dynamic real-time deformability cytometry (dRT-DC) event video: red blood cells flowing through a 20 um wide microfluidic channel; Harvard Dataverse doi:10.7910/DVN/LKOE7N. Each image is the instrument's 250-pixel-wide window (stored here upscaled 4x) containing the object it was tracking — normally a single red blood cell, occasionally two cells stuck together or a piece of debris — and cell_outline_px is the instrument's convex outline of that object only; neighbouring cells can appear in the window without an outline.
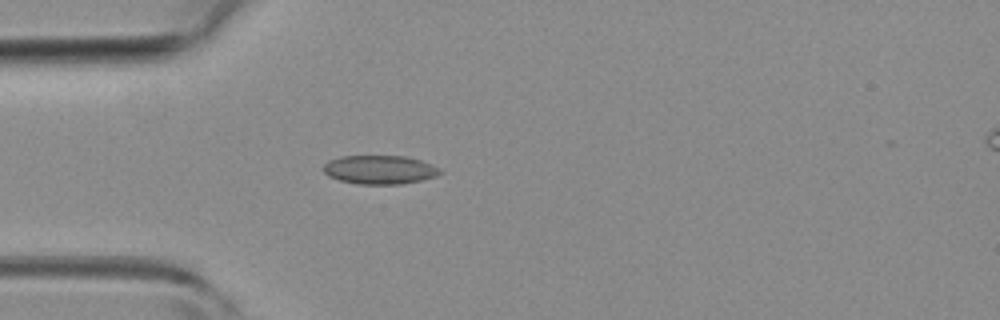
{"species": "common noctule bat (a hibernating species)", "species_latin": "Nyctalus noctula", "temperature_condition": "room temperature", "stored_images_in_passage": 3, "camera_frame_rate_fps": 3000, "um_per_image_px": 0.085, "animal": {"sex": "female", "body_mass_g": 19.3, "forearm_length_mm": 54.1}, "frame": {"image": 1, "passage_image": 3, "time_ms": 3.667, "image_size_px": [1000, 320], "cell_outline_px": [[444, 172], [436, 176], [420, 180], [400, 184], [356, 184], [340, 180], [328, 176], [324, 172], [324, 164], [328, 160], [340, 156], [404, 156], [420, 160], [432, 164], [440, 168]], "centroid_in_image_um": [32.28, 14.42], "position_along_channel_um": 52.7, "area_um2": 19.59}}